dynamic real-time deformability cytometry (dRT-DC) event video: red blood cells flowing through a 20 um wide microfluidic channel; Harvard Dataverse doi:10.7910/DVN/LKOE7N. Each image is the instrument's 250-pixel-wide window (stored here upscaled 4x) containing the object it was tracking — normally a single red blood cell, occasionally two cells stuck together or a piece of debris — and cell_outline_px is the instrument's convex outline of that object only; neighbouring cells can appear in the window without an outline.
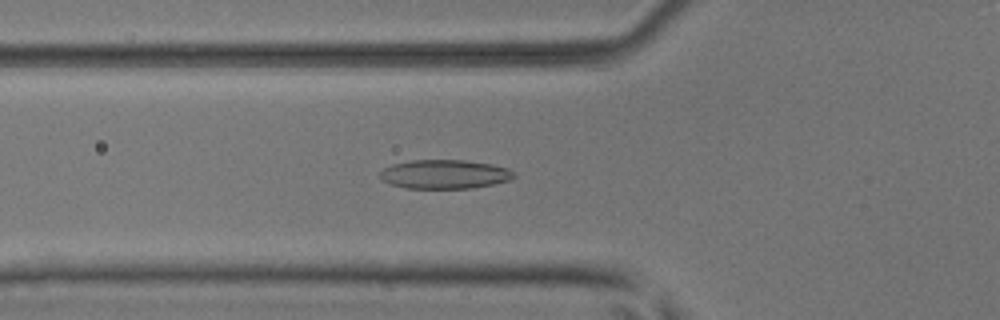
{"species": "common noctule bat (a hibernating species)", "species_latin": "Nyctalus noctula", "temperature_condition": "room temperature", "stored_images_in_passage": 51, "camera_frame_rate_fps": 3000, "um_per_image_px": 0.085, "animal": {"sex": "male", "body_mass_g": 17.9, "forearm_length_mm": 54.2}, "frame": {"image": 1, "passage_image": 18, "time_ms": 5.667, "image_size_px": [1000, 320], "cell_outline_px": [[516, 176], [508, 180], [492, 184], [472, 188], [404, 188], [388, 184], [380, 180], [380, 172], [384, 168], [392, 164], [412, 160], [464, 160], [492, 164], [508, 168]], "centroid_in_image_um": [37.74, 14.81], "position_along_channel_um": 88.1, "area_um2": 22.66}}
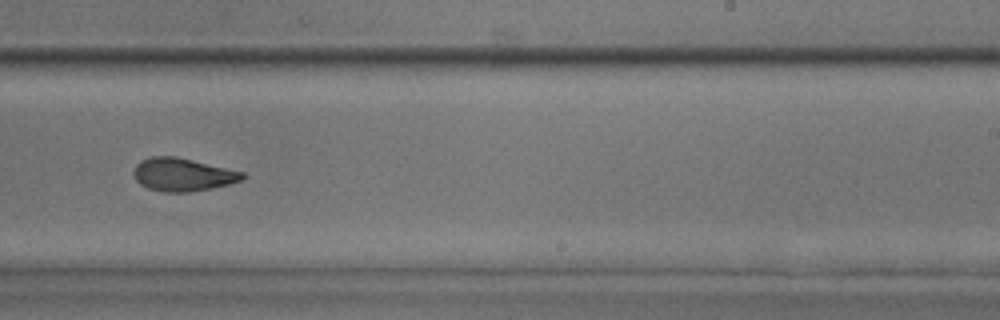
{"frame": {"image": 2, "passage_image": 32, "time_ms": 10.333, "image_size_px": [1000, 320], "cell_outline_px": [[248, 176], [240, 180], [228, 184], [212, 188], [188, 192], [164, 192], [148, 188], [140, 184], [136, 180], [132, 172], [136, 164], [140, 160], [152, 156], [176, 156], [244, 172]], "centroid_in_image_um": [15.51, 14.83], "position_along_channel_um": 273.5, "area_um2": 20.98}}
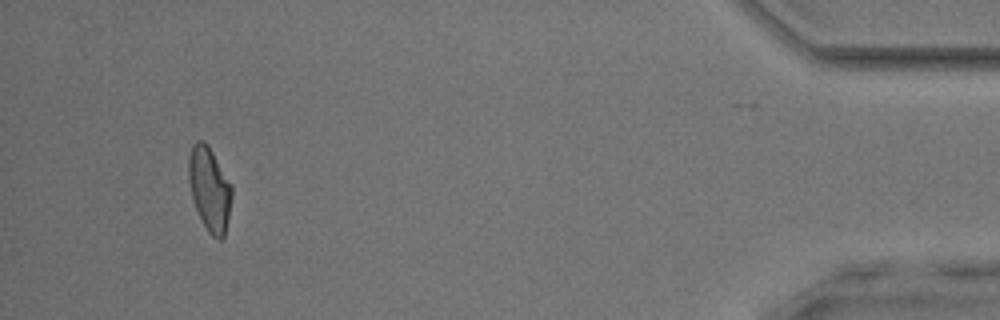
{"frame": {"image": 3, "passage_image": 48, "time_ms": 15.667, "image_size_px": [1000, 320], "cell_outline_px": [[232, 196], [228, 220], [224, 236], [220, 240], [212, 236], [208, 232], [192, 200], [188, 180], [188, 156], [192, 144], [196, 140], [204, 140], [208, 144], [232, 184]], "centroid_in_image_um": [17.8, 16.02], "position_along_channel_um": 417.4, "area_um2": 21.39}, "authors_computed_cell_mechanics": {"area_um2": 21.3282, "velocity_mm_per_s": 3.9787, "shape_relaxation_time_tau1_ms": 9.4257, "shape_relaxation_time_tau2_ms": 2.3884, "deformation_change_tau1": 0.2381, "deformation_change_tau2": 0.0874}}